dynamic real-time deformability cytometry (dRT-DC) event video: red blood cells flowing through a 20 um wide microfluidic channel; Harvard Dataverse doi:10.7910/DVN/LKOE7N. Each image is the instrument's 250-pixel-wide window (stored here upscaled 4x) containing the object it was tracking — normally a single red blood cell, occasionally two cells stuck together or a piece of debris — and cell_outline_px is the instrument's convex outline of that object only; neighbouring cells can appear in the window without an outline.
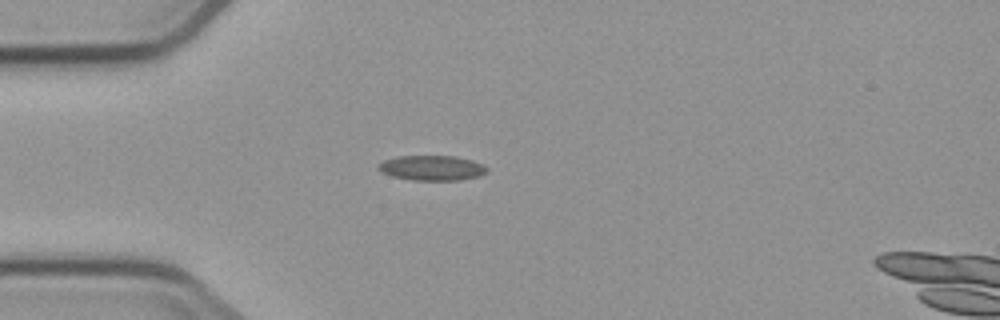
{"species": "common noctule bat (a hibernating species)", "species_latin": "Nyctalus noctula", "temperature_condition": "cold", "stored_images_in_passage": 2, "camera_frame_rate_fps": 3000, "um_per_image_px": 0.085, "animal": {"sex": "male", "body_mass_g": 23.1, "forearm_length_mm": 52.7}, "frame": {"image": 1, "passage_image": 2, "time_ms": 2.0, "image_size_px": [1000, 320], "cell_outline_px": [[488, 172], [480, 176], [460, 180], [412, 180], [392, 176], [380, 172], [376, 168], [384, 160], [400, 156], [456, 156], [472, 160], [484, 164], [488, 168]], "centroid_in_image_um": [36.75, 14.28], "position_along_channel_um": 48.2, "area_um2": 15.95}}